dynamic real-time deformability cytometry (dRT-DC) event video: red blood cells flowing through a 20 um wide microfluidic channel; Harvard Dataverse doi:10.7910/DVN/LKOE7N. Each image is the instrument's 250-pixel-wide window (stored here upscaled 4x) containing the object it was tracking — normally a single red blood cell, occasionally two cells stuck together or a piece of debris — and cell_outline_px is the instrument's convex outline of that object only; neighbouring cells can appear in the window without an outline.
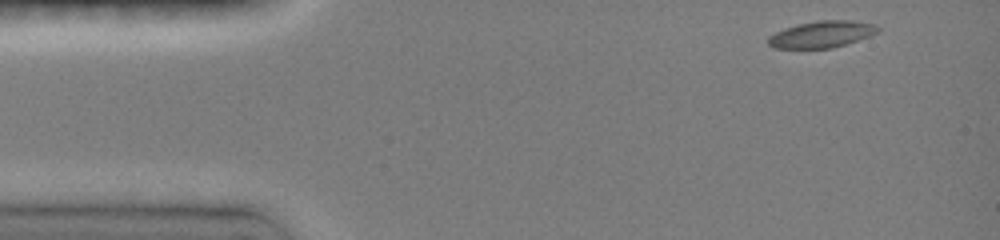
{"species": "common noctule bat (a hibernating species)", "species_latin": "Nyctalus noctula", "temperature_condition": "room temperature", "stored_images_in_passage": 7, "camera_frame_rate_fps": 3000, "um_per_image_px": 0.085, "animal": {"sex": "female", "body_mass_g": 19.0, "forearm_length_mm": 51.5}, "frame": {"image": 1, "passage_image": 1, "time_ms": 0.0, "image_size_px": [1000, 240], "cell_outline_px": [[880, 28], [876, 32], [868, 36], [832, 48], [772, 48], [768, 44], [768, 36], [784, 28], [796, 24], [816, 20], [852, 20], [876, 24]], "centroid_in_image_um": [69.81, 2.9], "position_along_channel_um": 15.2, "area_um2": 16.99}}